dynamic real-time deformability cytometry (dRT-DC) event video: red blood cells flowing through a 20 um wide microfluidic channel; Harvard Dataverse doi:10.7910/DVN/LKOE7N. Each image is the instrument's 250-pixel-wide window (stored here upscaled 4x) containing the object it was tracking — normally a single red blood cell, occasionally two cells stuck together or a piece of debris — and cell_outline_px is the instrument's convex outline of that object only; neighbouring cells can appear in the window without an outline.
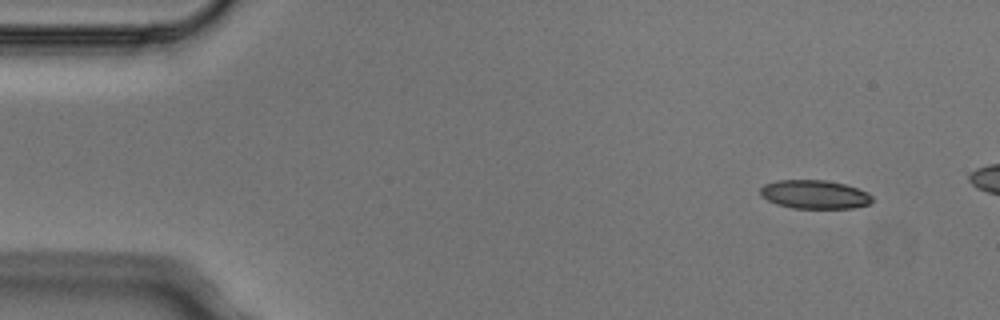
{"species": "Egyptian fruit bat (a non-hibernating species)", "species_latin": "Rousettus aegyptiacus", "temperature_condition": "cold", "stored_images_in_passage": 3, "camera_frame_rate_fps": 3000, "um_per_image_px": 0.085, "animal": {"sex": "male"}, "frame": {"image": 1, "passage_image": 1, "time_ms": 0.0, "image_size_px": [1000, 320], "cell_outline_px": [[872, 200], [868, 204], [852, 208], [792, 208], [776, 204], [760, 196], [760, 188], [764, 184], [776, 180], [824, 180], [844, 184], [868, 192], [872, 196]], "centroid_in_image_um": [69.2, 16.52], "position_along_channel_um": 15.8, "area_um2": 18.67}}